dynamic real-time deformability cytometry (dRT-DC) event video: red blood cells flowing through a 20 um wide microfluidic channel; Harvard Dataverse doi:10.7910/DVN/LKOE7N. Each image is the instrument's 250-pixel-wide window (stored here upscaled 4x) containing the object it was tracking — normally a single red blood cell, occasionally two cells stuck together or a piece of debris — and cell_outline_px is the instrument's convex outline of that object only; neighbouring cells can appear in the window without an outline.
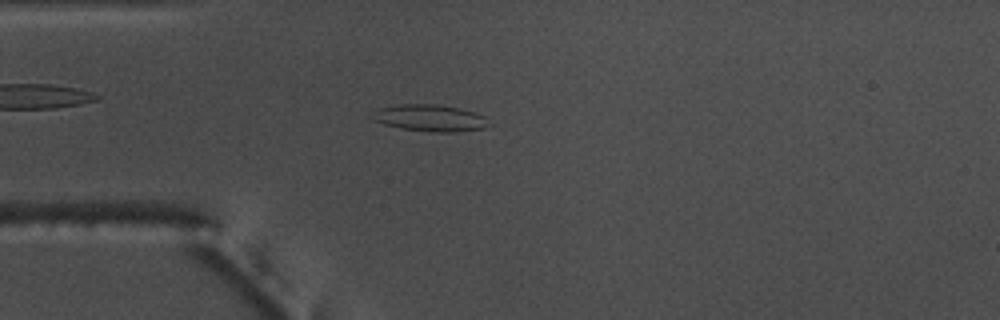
{"species": "common noctule bat (a hibernating species)", "species_latin": "Nyctalus noctula", "temperature_condition": "warm", "stored_images_in_passage": 54, "camera_frame_rate_fps": 3000, "um_per_image_px": 0.085, "animal": {"sex": "male", "body_mass_g": 17.5, "forearm_length_mm": 52.3}, "frame": {"image": 1, "passage_image": 14, "time_ms": 4.333, "image_size_px": [1000, 320], "cell_outline_px": [[484, 128], [456, 132], [432, 132], [400, 128], [384, 124], [372, 120], [368, 116], [372, 112], [380, 108], [400, 104], [436, 104], [460, 108], [484, 116]], "centroid_in_image_um": [36.43, 10.02], "position_along_channel_um": 48.6, "area_um2": 17.98}}
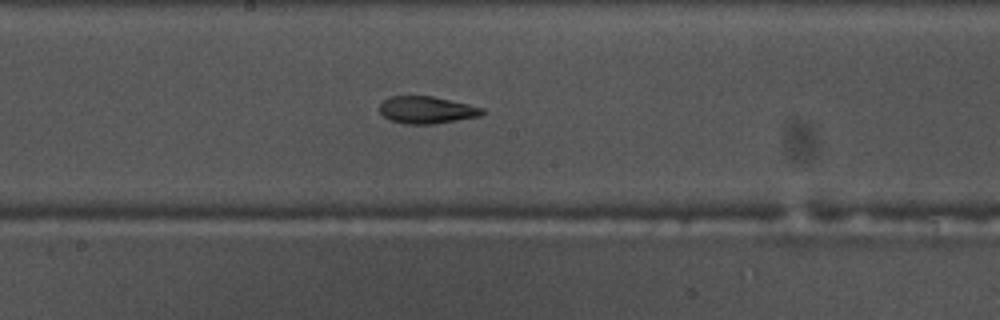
{"frame": {"image": 2, "passage_image": 28, "time_ms": 9.0, "image_size_px": [1000, 320], "cell_outline_px": [[484, 112], [480, 116], [432, 124], [404, 124], [392, 120], [384, 116], [380, 112], [380, 104], [388, 96], [432, 96], [468, 104], [484, 108]], "centroid_in_image_um": [36.26, 9.34], "position_along_channel_um": 211.9, "area_um2": 16.13}}
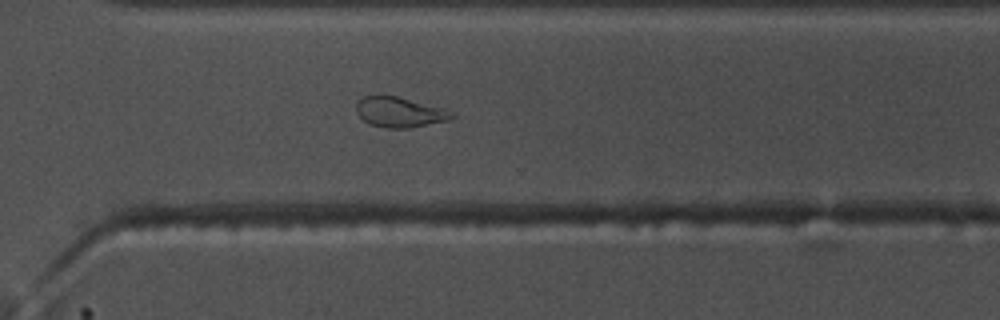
{"frame": {"image": 3, "passage_image": 38, "time_ms": 12.333, "image_size_px": [1000, 320], "cell_outline_px": [[456, 116], [452, 120], [408, 128], [384, 128], [368, 124], [356, 112], [356, 104], [364, 96], [396, 96], [444, 108], [452, 112]], "centroid_in_image_um": [34.0, 9.55], "position_along_channel_um": 336.6, "area_um2": 16.82}, "authors_computed_cell_mechanics": {"area_um2": 18.3515, "velocity_mm_per_s": 3.7406, "shape_relaxation_time_tau1_ms": null, "shape_relaxation_time_tau2_ms": 3.9943, "deformation_change_tau1": null, "deformation_change_tau2": 0.1049}}